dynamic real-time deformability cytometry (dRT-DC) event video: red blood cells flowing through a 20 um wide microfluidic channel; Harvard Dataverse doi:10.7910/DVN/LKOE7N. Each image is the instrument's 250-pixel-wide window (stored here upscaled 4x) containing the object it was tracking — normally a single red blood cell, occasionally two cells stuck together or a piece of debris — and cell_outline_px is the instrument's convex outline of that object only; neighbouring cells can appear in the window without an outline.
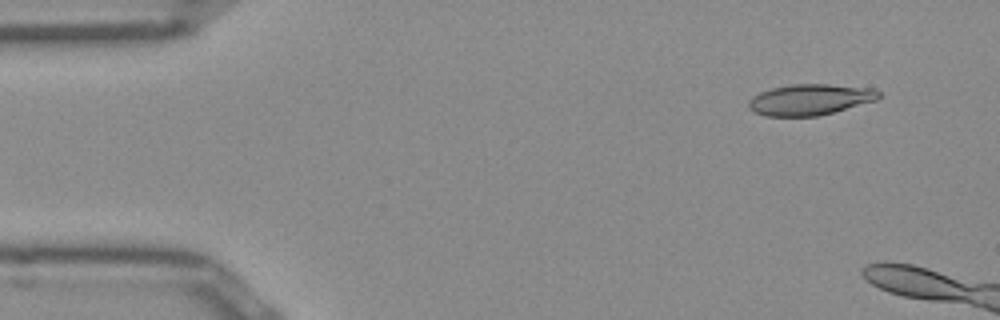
{"species": "Egyptian fruit bat (a non-hibernating species)", "species_latin": "Rousettus aegyptiacus", "temperature_condition": "room temperature", "stored_images_in_passage": 7, "camera_frame_rate_fps": 3000, "um_per_image_px": 0.085, "frame": {"image": 1, "passage_image": 2, "time_ms": 0.333, "image_size_px": [1000, 320], "cell_outline_px": [[880, 96], [876, 100], [820, 116], [764, 116], [748, 108], [748, 100], [752, 96], [760, 92], [772, 88], [792, 84], [828, 84], [872, 88], [880, 92]], "centroid_in_image_um": [68.83, 8.47], "position_along_channel_um": 16.2, "area_um2": 23.52}}